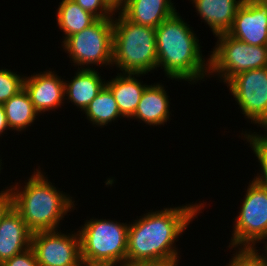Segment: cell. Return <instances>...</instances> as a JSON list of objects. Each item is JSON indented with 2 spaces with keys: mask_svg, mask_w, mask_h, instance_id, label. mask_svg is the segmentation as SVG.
<instances>
[{
  "mask_svg": "<svg viewBox=\"0 0 267 266\" xmlns=\"http://www.w3.org/2000/svg\"><path fill=\"white\" fill-rule=\"evenodd\" d=\"M118 14V19H113L112 66L115 64L122 73L144 75L157 69L155 28L133 23L119 11Z\"/></svg>",
  "mask_w": 267,
  "mask_h": 266,
  "instance_id": "cell-4",
  "label": "cell"
},
{
  "mask_svg": "<svg viewBox=\"0 0 267 266\" xmlns=\"http://www.w3.org/2000/svg\"><path fill=\"white\" fill-rule=\"evenodd\" d=\"M226 84L245 118L267 129V67L241 72Z\"/></svg>",
  "mask_w": 267,
  "mask_h": 266,
  "instance_id": "cell-9",
  "label": "cell"
},
{
  "mask_svg": "<svg viewBox=\"0 0 267 266\" xmlns=\"http://www.w3.org/2000/svg\"><path fill=\"white\" fill-rule=\"evenodd\" d=\"M84 10L92 13L98 19L114 18L115 11L105 0H74ZM114 14V16H113Z\"/></svg>",
  "mask_w": 267,
  "mask_h": 266,
  "instance_id": "cell-25",
  "label": "cell"
},
{
  "mask_svg": "<svg viewBox=\"0 0 267 266\" xmlns=\"http://www.w3.org/2000/svg\"><path fill=\"white\" fill-rule=\"evenodd\" d=\"M25 76L17 75L9 69H0V104L24 89Z\"/></svg>",
  "mask_w": 267,
  "mask_h": 266,
  "instance_id": "cell-23",
  "label": "cell"
},
{
  "mask_svg": "<svg viewBox=\"0 0 267 266\" xmlns=\"http://www.w3.org/2000/svg\"><path fill=\"white\" fill-rule=\"evenodd\" d=\"M0 266H39V263L34 250L30 247L8 259Z\"/></svg>",
  "mask_w": 267,
  "mask_h": 266,
  "instance_id": "cell-26",
  "label": "cell"
},
{
  "mask_svg": "<svg viewBox=\"0 0 267 266\" xmlns=\"http://www.w3.org/2000/svg\"><path fill=\"white\" fill-rule=\"evenodd\" d=\"M0 222L3 217L13 208V192L11 187L0 191Z\"/></svg>",
  "mask_w": 267,
  "mask_h": 266,
  "instance_id": "cell-27",
  "label": "cell"
},
{
  "mask_svg": "<svg viewBox=\"0 0 267 266\" xmlns=\"http://www.w3.org/2000/svg\"><path fill=\"white\" fill-rule=\"evenodd\" d=\"M6 119L10 130L23 131L33 124L39 113L35 110L28 93L22 89L4 104Z\"/></svg>",
  "mask_w": 267,
  "mask_h": 266,
  "instance_id": "cell-20",
  "label": "cell"
},
{
  "mask_svg": "<svg viewBox=\"0 0 267 266\" xmlns=\"http://www.w3.org/2000/svg\"><path fill=\"white\" fill-rule=\"evenodd\" d=\"M75 75L71 82L64 81L65 99L84 111L104 88L106 81L101 79L95 68H79Z\"/></svg>",
  "mask_w": 267,
  "mask_h": 266,
  "instance_id": "cell-16",
  "label": "cell"
},
{
  "mask_svg": "<svg viewBox=\"0 0 267 266\" xmlns=\"http://www.w3.org/2000/svg\"><path fill=\"white\" fill-rule=\"evenodd\" d=\"M31 247L39 266H82L80 235L39 231L32 235Z\"/></svg>",
  "mask_w": 267,
  "mask_h": 266,
  "instance_id": "cell-10",
  "label": "cell"
},
{
  "mask_svg": "<svg viewBox=\"0 0 267 266\" xmlns=\"http://www.w3.org/2000/svg\"><path fill=\"white\" fill-rule=\"evenodd\" d=\"M9 130V126L6 119V113L3 104H0V136L5 133L4 131Z\"/></svg>",
  "mask_w": 267,
  "mask_h": 266,
  "instance_id": "cell-29",
  "label": "cell"
},
{
  "mask_svg": "<svg viewBox=\"0 0 267 266\" xmlns=\"http://www.w3.org/2000/svg\"><path fill=\"white\" fill-rule=\"evenodd\" d=\"M155 32L157 67L164 69L167 78L195 83L208 77L209 58H202L199 39L178 12L164 20Z\"/></svg>",
  "mask_w": 267,
  "mask_h": 266,
  "instance_id": "cell-2",
  "label": "cell"
},
{
  "mask_svg": "<svg viewBox=\"0 0 267 266\" xmlns=\"http://www.w3.org/2000/svg\"><path fill=\"white\" fill-rule=\"evenodd\" d=\"M73 66L112 65L113 18L98 19L90 27L69 36L63 43ZM93 64V65H92Z\"/></svg>",
  "mask_w": 267,
  "mask_h": 266,
  "instance_id": "cell-7",
  "label": "cell"
},
{
  "mask_svg": "<svg viewBox=\"0 0 267 266\" xmlns=\"http://www.w3.org/2000/svg\"><path fill=\"white\" fill-rule=\"evenodd\" d=\"M57 24L64 32V40L71 35L90 27L98 18L84 10L74 0H62L57 10Z\"/></svg>",
  "mask_w": 267,
  "mask_h": 266,
  "instance_id": "cell-19",
  "label": "cell"
},
{
  "mask_svg": "<svg viewBox=\"0 0 267 266\" xmlns=\"http://www.w3.org/2000/svg\"><path fill=\"white\" fill-rule=\"evenodd\" d=\"M204 203L148 212L129 223L126 264L138 261L179 260L174 242L197 218Z\"/></svg>",
  "mask_w": 267,
  "mask_h": 266,
  "instance_id": "cell-1",
  "label": "cell"
},
{
  "mask_svg": "<svg viewBox=\"0 0 267 266\" xmlns=\"http://www.w3.org/2000/svg\"><path fill=\"white\" fill-rule=\"evenodd\" d=\"M209 56V76L218 74L224 84L237 74L267 67V46H253L227 33L218 34Z\"/></svg>",
  "mask_w": 267,
  "mask_h": 266,
  "instance_id": "cell-6",
  "label": "cell"
},
{
  "mask_svg": "<svg viewBox=\"0 0 267 266\" xmlns=\"http://www.w3.org/2000/svg\"><path fill=\"white\" fill-rule=\"evenodd\" d=\"M33 232L13 207L0 222V265L31 247Z\"/></svg>",
  "mask_w": 267,
  "mask_h": 266,
  "instance_id": "cell-13",
  "label": "cell"
},
{
  "mask_svg": "<svg viewBox=\"0 0 267 266\" xmlns=\"http://www.w3.org/2000/svg\"><path fill=\"white\" fill-rule=\"evenodd\" d=\"M87 119L93 125L107 126L109 122L115 121L120 114L114 95L111 90L105 85L98 95L89 103L84 110Z\"/></svg>",
  "mask_w": 267,
  "mask_h": 266,
  "instance_id": "cell-21",
  "label": "cell"
},
{
  "mask_svg": "<svg viewBox=\"0 0 267 266\" xmlns=\"http://www.w3.org/2000/svg\"><path fill=\"white\" fill-rule=\"evenodd\" d=\"M266 131L265 134H253L250 132L244 134V138L247 142L250 143V146L255 154V156L258 158V163H260L261 167V173L257 174L256 177L253 179L261 184L267 185V129H264ZM264 135V136H263Z\"/></svg>",
  "mask_w": 267,
  "mask_h": 266,
  "instance_id": "cell-22",
  "label": "cell"
},
{
  "mask_svg": "<svg viewBox=\"0 0 267 266\" xmlns=\"http://www.w3.org/2000/svg\"><path fill=\"white\" fill-rule=\"evenodd\" d=\"M24 89L39 114L58 109L65 100L64 79L61 80L54 71L25 76Z\"/></svg>",
  "mask_w": 267,
  "mask_h": 266,
  "instance_id": "cell-12",
  "label": "cell"
},
{
  "mask_svg": "<svg viewBox=\"0 0 267 266\" xmlns=\"http://www.w3.org/2000/svg\"><path fill=\"white\" fill-rule=\"evenodd\" d=\"M227 34L253 46H267V2L243 0Z\"/></svg>",
  "mask_w": 267,
  "mask_h": 266,
  "instance_id": "cell-11",
  "label": "cell"
},
{
  "mask_svg": "<svg viewBox=\"0 0 267 266\" xmlns=\"http://www.w3.org/2000/svg\"><path fill=\"white\" fill-rule=\"evenodd\" d=\"M25 184L21 189L17 188L18 183L11 188L13 207L24 223L33 233L57 230L60 220L65 218L69 210H74L75 201L57 190L39 169L34 171Z\"/></svg>",
  "mask_w": 267,
  "mask_h": 266,
  "instance_id": "cell-3",
  "label": "cell"
},
{
  "mask_svg": "<svg viewBox=\"0 0 267 266\" xmlns=\"http://www.w3.org/2000/svg\"><path fill=\"white\" fill-rule=\"evenodd\" d=\"M105 1L115 12L121 10L127 3V0H105Z\"/></svg>",
  "mask_w": 267,
  "mask_h": 266,
  "instance_id": "cell-30",
  "label": "cell"
},
{
  "mask_svg": "<svg viewBox=\"0 0 267 266\" xmlns=\"http://www.w3.org/2000/svg\"><path fill=\"white\" fill-rule=\"evenodd\" d=\"M159 83L147 85L131 119L142 120L148 125H164L170 119L169 96Z\"/></svg>",
  "mask_w": 267,
  "mask_h": 266,
  "instance_id": "cell-15",
  "label": "cell"
},
{
  "mask_svg": "<svg viewBox=\"0 0 267 266\" xmlns=\"http://www.w3.org/2000/svg\"><path fill=\"white\" fill-rule=\"evenodd\" d=\"M265 253L259 255L258 250L254 247H238V251L233 254L232 260L226 266H267V247H264Z\"/></svg>",
  "mask_w": 267,
  "mask_h": 266,
  "instance_id": "cell-24",
  "label": "cell"
},
{
  "mask_svg": "<svg viewBox=\"0 0 267 266\" xmlns=\"http://www.w3.org/2000/svg\"><path fill=\"white\" fill-rule=\"evenodd\" d=\"M80 227L81 260L84 265L124 266L129 224L106 219L86 220Z\"/></svg>",
  "mask_w": 267,
  "mask_h": 266,
  "instance_id": "cell-5",
  "label": "cell"
},
{
  "mask_svg": "<svg viewBox=\"0 0 267 266\" xmlns=\"http://www.w3.org/2000/svg\"><path fill=\"white\" fill-rule=\"evenodd\" d=\"M117 75L115 78L106 82V86L113 93L120 114L124 118H131L137 109L142 93L147 85L142 84L136 78L143 74L120 72Z\"/></svg>",
  "mask_w": 267,
  "mask_h": 266,
  "instance_id": "cell-18",
  "label": "cell"
},
{
  "mask_svg": "<svg viewBox=\"0 0 267 266\" xmlns=\"http://www.w3.org/2000/svg\"><path fill=\"white\" fill-rule=\"evenodd\" d=\"M82 266H100V265H84V264H83Z\"/></svg>",
  "mask_w": 267,
  "mask_h": 266,
  "instance_id": "cell-31",
  "label": "cell"
},
{
  "mask_svg": "<svg viewBox=\"0 0 267 266\" xmlns=\"http://www.w3.org/2000/svg\"><path fill=\"white\" fill-rule=\"evenodd\" d=\"M2 160L0 159V171L2 170V168H1V165H2V162H1Z\"/></svg>",
  "mask_w": 267,
  "mask_h": 266,
  "instance_id": "cell-32",
  "label": "cell"
},
{
  "mask_svg": "<svg viewBox=\"0 0 267 266\" xmlns=\"http://www.w3.org/2000/svg\"><path fill=\"white\" fill-rule=\"evenodd\" d=\"M179 260L138 261L124 266H178Z\"/></svg>",
  "mask_w": 267,
  "mask_h": 266,
  "instance_id": "cell-28",
  "label": "cell"
},
{
  "mask_svg": "<svg viewBox=\"0 0 267 266\" xmlns=\"http://www.w3.org/2000/svg\"><path fill=\"white\" fill-rule=\"evenodd\" d=\"M213 34L227 33L243 0H191Z\"/></svg>",
  "mask_w": 267,
  "mask_h": 266,
  "instance_id": "cell-17",
  "label": "cell"
},
{
  "mask_svg": "<svg viewBox=\"0 0 267 266\" xmlns=\"http://www.w3.org/2000/svg\"><path fill=\"white\" fill-rule=\"evenodd\" d=\"M171 0H127L120 12L131 22L157 28L177 10Z\"/></svg>",
  "mask_w": 267,
  "mask_h": 266,
  "instance_id": "cell-14",
  "label": "cell"
},
{
  "mask_svg": "<svg viewBox=\"0 0 267 266\" xmlns=\"http://www.w3.org/2000/svg\"><path fill=\"white\" fill-rule=\"evenodd\" d=\"M242 201L239 215L235 219L230 249L256 248V243L267 239V185L253 179Z\"/></svg>",
  "mask_w": 267,
  "mask_h": 266,
  "instance_id": "cell-8",
  "label": "cell"
}]
</instances>
